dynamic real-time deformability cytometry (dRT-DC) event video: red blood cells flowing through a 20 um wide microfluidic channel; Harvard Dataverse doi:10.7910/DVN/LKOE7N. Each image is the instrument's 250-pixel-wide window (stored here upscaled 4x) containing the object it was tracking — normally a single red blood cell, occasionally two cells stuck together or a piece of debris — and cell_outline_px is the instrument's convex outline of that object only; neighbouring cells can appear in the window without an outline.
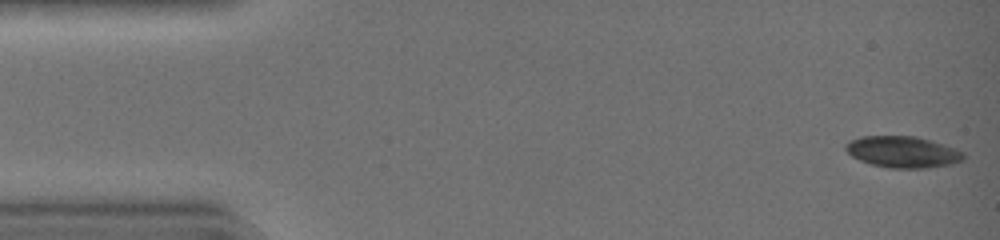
{"species": "common noctule bat (a hibernating species)", "species_latin": "Nyctalus noctula", "temperature_condition": "warm", "stored_images_in_passage": 42, "camera_frame_rate_fps": 3000, "um_per_image_px": 0.085, "animal": {"sex": "female", "body_mass_g": 19.0, "forearm_length_mm": 51.5}, "frame": {"image": 1, "passage_image": 1, "time_ms": 0.0, "image_size_px": [1000, 240], "cell_outline_px": [[964, 160], [952, 164], [928, 168], [888, 168], [872, 164], [860, 160], [852, 156], [844, 148], [852, 140], [864, 136], [912, 136], [928, 140], [952, 148], [960, 152], [964, 156]], "centroid_in_image_um": [76.71, 12.93], "position_along_channel_um": 8.3, "area_um2": 21.04}}
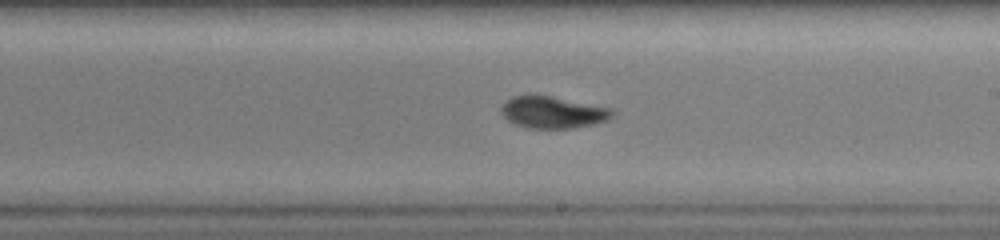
{"frame": {"image": 2, "passage_image": 25, "time_ms": 8.0, "image_size_px": [1000, 240], "cell_outline_px": [[616, 112], [608, 120], [596, 124], [572, 128], [528, 128], [516, 124], [508, 120], [500, 112], [500, 108], [504, 100], [512, 96], [528, 92], [536, 92], [612, 108]], "centroid_in_image_um": [46.96, 9.49], "position_along_channel_um": 242.0, "area_um2": 21.56}}
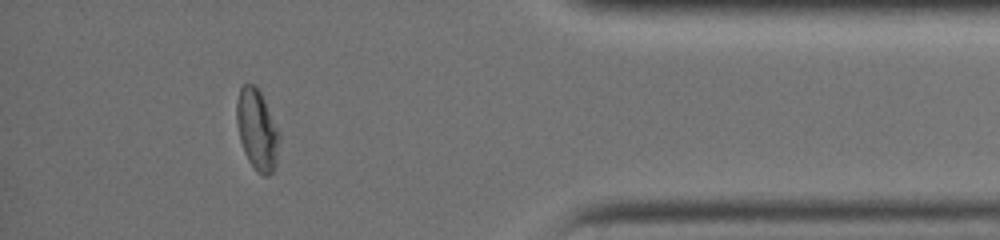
{"frame": {"image": 3, "passage_image": 38, "time_ms": 12.333, "image_size_px": [1000, 240], "cell_outline_px": [[280, 140], [276, 168], [268, 176], [264, 176], [256, 172], [248, 160], [244, 152], [240, 140], [236, 124], [236, 100], [240, 88], [244, 84], [256, 84], [280, 132]], "centroid_in_image_um": [21.86, 11.06], "position_along_channel_um": 413.3, "area_um2": 20.46}, "authors_computed_cell_mechanics": {"area_um2": 21.0103, "velocity_mm_per_s": 4.5061, "shape_relaxation_time_tau1_ms": 6.2554, "shape_relaxation_time_tau2_ms": 1.9648, "deformation_change_tau1": 0.2199, "deformation_change_tau2": 0.0645}}